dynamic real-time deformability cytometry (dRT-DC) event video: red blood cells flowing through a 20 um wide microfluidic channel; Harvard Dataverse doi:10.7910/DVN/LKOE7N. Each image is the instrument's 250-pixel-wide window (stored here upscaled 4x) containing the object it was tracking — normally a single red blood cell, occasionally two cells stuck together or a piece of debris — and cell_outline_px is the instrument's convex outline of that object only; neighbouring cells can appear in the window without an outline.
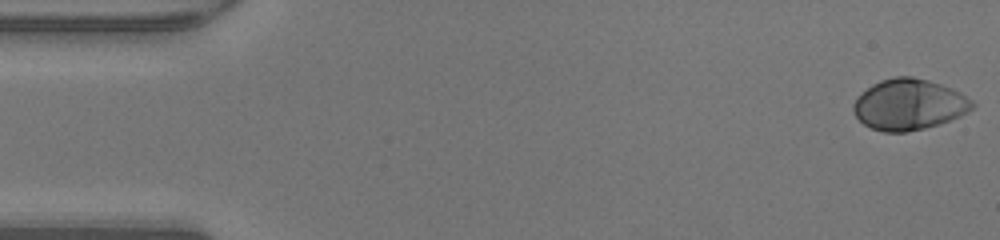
{"species": "human", "species_latin": "Homo sapiens", "temperature_condition": "warm", "stored_images_in_passage": 48, "camera_frame_rate_fps": 3000, "um_per_image_px": 0.085, "donor": {"sex": "male"}, "frame": {"image": 1, "passage_image": 1, "time_ms": 0.0, "image_size_px": [1000, 240], "cell_outline_px": [[976, 104], [968, 112], [960, 116], [940, 124], [908, 132], [884, 132], [872, 128], [864, 124], [856, 116], [852, 108], [852, 104], [860, 92], [872, 84], [880, 80], [896, 76], [912, 76], [928, 80], [952, 88], [960, 92], [972, 100]], "centroid_in_image_um": [77.25, 8.88], "position_along_channel_um": 7.7, "area_um2": 35.49}}
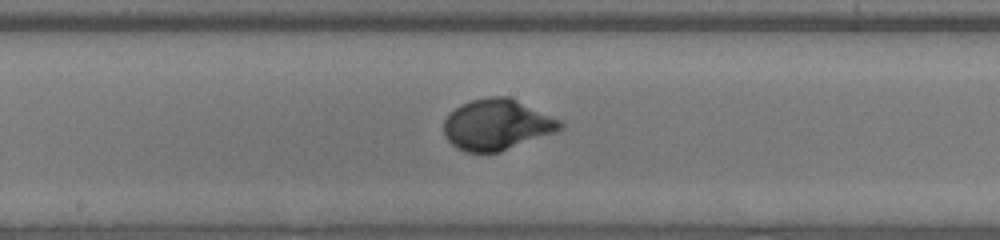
{"frame": {"image": 2, "passage_image": 25, "time_ms": 8.0, "image_size_px": [1000, 240], "cell_outline_px": [[564, 128], [556, 132], [500, 152], [464, 152], [456, 148], [444, 136], [444, 120], [460, 104], [472, 100], [488, 96], [508, 96], [560, 120], [564, 124]], "centroid_in_image_um": [42.23, 10.6], "position_along_channel_um": 206.0, "area_um2": 34.39}}
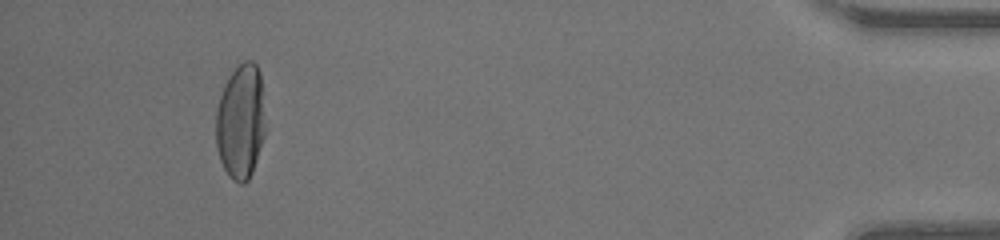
{"frame": {"image": 3, "passage_image": 45, "time_ms": 14.667, "image_size_px": [1000, 240], "cell_outline_px": [[268, 128], [252, 172], [248, 180], [244, 184], [240, 184], [232, 180], [228, 176], [220, 160], [216, 144], [216, 108], [224, 84], [228, 76], [244, 60], [252, 60], [256, 64], [260, 72]], "centroid_in_image_um": [20.49, 10.33], "position_along_channel_um": 414.7, "area_um2": 34.04}, "authors_computed_cell_mechanics": {"area_um2": 33.8997, "velocity_mm_per_s": 4.251, "shape_relaxation_time_tau1_ms": 2.477, "shape_relaxation_time_tau2_ms": null, "deformation_change_tau1": 0.1976, "deformation_change_tau2": null}}